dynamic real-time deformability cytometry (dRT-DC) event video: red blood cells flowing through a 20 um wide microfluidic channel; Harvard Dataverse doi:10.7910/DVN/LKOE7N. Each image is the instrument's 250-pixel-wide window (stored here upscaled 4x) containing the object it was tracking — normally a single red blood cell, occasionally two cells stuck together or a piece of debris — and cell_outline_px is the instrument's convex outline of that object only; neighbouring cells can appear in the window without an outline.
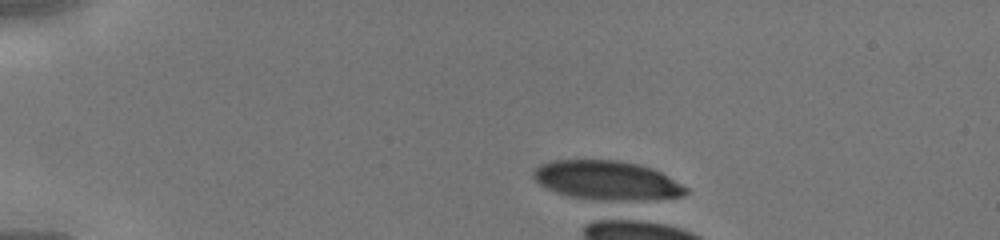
{"species": "human", "species_latin": "Homo sapiens", "temperature_condition": "cold", "stored_images_in_passage": 1, "camera_frame_rate_fps": 3000, "um_per_image_px": 0.085, "donor": {"sex": "male"}, "frame": {"image": 1, "passage_image": 1, "time_ms": 0.0, "image_size_px": [1000, 240], "cell_outline_px": [[688, 192], [680, 196], [616, 200], [596, 200], [568, 196], [556, 192], [540, 184], [532, 176], [532, 172], [540, 164], [552, 160], [620, 160], [640, 164], [652, 168], [660, 172], [688, 188]], "centroid_in_image_um": [51.52, 15.3], "position_along_channel_um": 33.5, "area_um2": 34.28}}